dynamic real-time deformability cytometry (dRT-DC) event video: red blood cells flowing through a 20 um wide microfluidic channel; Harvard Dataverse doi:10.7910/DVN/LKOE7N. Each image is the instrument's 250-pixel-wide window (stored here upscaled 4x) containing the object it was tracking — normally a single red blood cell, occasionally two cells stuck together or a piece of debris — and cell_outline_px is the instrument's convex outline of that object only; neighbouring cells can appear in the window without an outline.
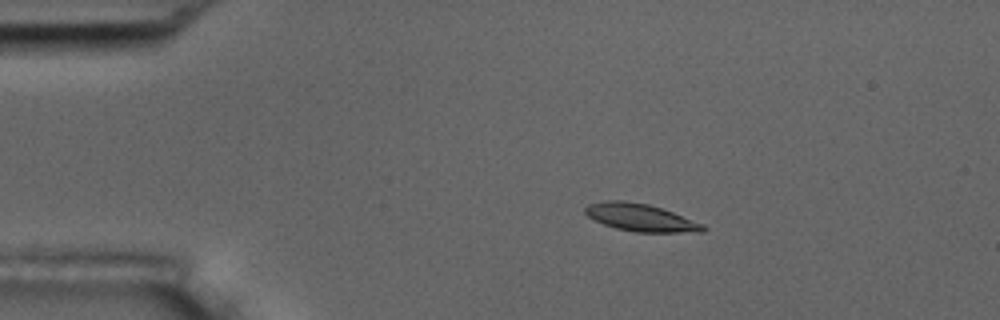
{"species": "common noctule bat (a hibernating species)", "species_latin": "Nyctalus noctula", "temperature_condition": "room temperature", "stored_images_in_passage": 4, "camera_frame_rate_fps": 3000, "um_per_image_px": 0.085, "animal": {"sex": "male", "body_mass_g": 17.5, "forearm_length_mm": 52.3}, "frame": {"image": 1, "passage_image": 2, "time_ms": 1.333, "image_size_px": [1000, 320], "cell_outline_px": [[708, 228], [704, 232], [636, 232], [616, 228], [604, 224], [588, 216], [584, 212], [584, 208], [588, 204], [604, 200], [624, 200], [648, 204], [672, 212], [704, 224]], "centroid_in_image_um": [54.46, 18.49], "position_along_channel_um": 30.5, "area_um2": 18.84}}